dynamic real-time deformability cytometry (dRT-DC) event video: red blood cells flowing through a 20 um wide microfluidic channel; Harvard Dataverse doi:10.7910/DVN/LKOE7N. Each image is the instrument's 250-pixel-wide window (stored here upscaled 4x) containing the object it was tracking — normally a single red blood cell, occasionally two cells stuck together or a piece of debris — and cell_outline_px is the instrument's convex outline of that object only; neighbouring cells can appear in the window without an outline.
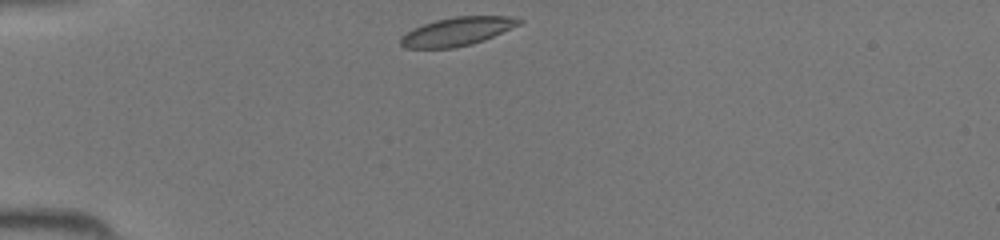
{"species": "common noctule bat (a hibernating species)", "species_latin": "Nyctalus noctula", "temperature_condition": "room temperature", "stored_images_in_passage": 34, "camera_frame_rate_fps": 3000, "um_per_image_px": 0.085, "animal": {"sex": "female", "body_mass_g": 19.5, "forearm_length_mm": 54.1}, "frame": {"image": 1, "passage_image": 1, "time_ms": 0.0, "image_size_px": [1000, 240], "cell_outline_px": [[524, 20], [520, 24], [484, 40], [472, 44], [456, 48], [404, 48], [400, 44], [400, 36], [412, 28], [436, 20], [456, 16], [508, 16]], "centroid_in_image_um": [38.82, 2.68], "position_along_channel_um": 46.2, "area_um2": 19.65}}
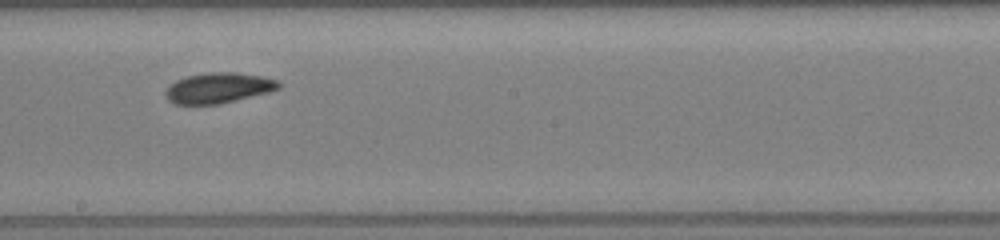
{"frame": {"image": 2, "passage_image": 15, "time_ms": 4.667, "image_size_px": [1000, 240], "cell_outline_px": [[280, 88], [268, 92], [216, 104], [176, 104], [168, 100], [164, 96], [164, 92], [176, 80], [188, 76], [208, 72], [236, 72], [260, 76], [276, 80], [280, 84]], "centroid_in_image_um": [18.53, 7.47], "position_along_channel_um": 229.7, "area_um2": 19.71}}
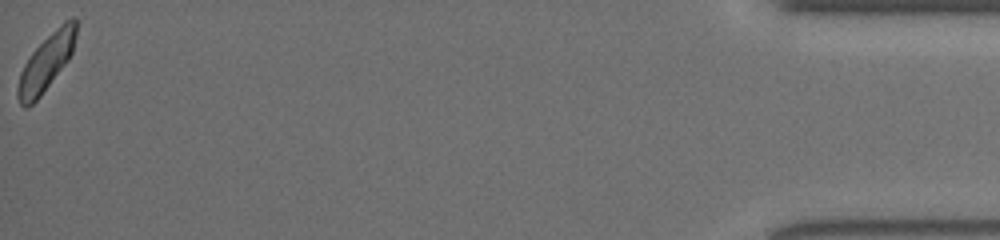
{"frame": {"image": 3, "passage_image": 34, "time_ms": 11.0, "image_size_px": [1000, 240], "cell_outline_px": [[76, 36], [72, 52], [68, 60], [40, 96], [32, 104], [24, 108], [20, 104], [16, 96], [16, 88], [20, 72], [24, 64], [32, 52], [64, 20], [72, 16], [76, 20]], "centroid_in_image_um": [3.91, 5.32], "position_along_channel_um": 431.3, "area_um2": 19.02}}